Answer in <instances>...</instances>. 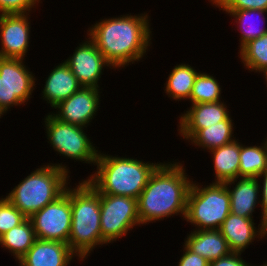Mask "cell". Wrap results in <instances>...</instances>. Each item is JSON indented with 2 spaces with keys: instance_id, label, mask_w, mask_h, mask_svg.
<instances>
[{
  "instance_id": "35",
  "label": "cell",
  "mask_w": 267,
  "mask_h": 266,
  "mask_svg": "<svg viewBox=\"0 0 267 266\" xmlns=\"http://www.w3.org/2000/svg\"><path fill=\"white\" fill-rule=\"evenodd\" d=\"M254 266V265H253ZM257 266V265H255ZM260 266H267V262H265L264 264L260 265Z\"/></svg>"
},
{
  "instance_id": "9",
  "label": "cell",
  "mask_w": 267,
  "mask_h": 266,
  "mask_svg": "<svg viewBox=\"0 0 267 266\" xmlns=\"http://www.w3.org/2000/svg\"><path fill=\"white\" fill-rule=\"evenodd\" d=\"M23 59L0 57V110L5 113L13 106L25 105L35 90V75Z\"/></svg>"
},
{
  "instance_id": "17",
  "label": "cell",
  "mask_w": 267,
  "mask_h": 266,
  "mask_svg": "<svg viewBox=\"0 0 267 266\" xmlns=\"http://www.w3.org/2000/svg\"><path fill=\"white\" fill-rule=\"evenodd\" d=\"M238 180L236 178L225 182L230 195V213L253 219L254 209L260 204L258 196H260L261 184L258 178L254 177H240ZM231 185H235V187L232 186L231 189Z\"/></svg>"
},
{
  "instance_id": "12",
  "label": "cell",
  "mask_w": 267,
  "mask_h": 266,
  "mask_svg": "<svg viewBox=\"0 0 267 266\" xmlns=\"http://www.w3.org/2000/svg\"><path fill=\"white\" fill-rule=\"evenodd\" d=\"M100 88L81 87L76 93L63 100L52 115L62 122L87 128L100 107ZM87 125V126H86Z\"/></svg>"
},
{
  "instance_id": "20",
  "label": "cell",
  "mask_w": 267,
  "mask_h": 266,
  "mask_svg": "<svg viewBox=\"0 0 267 266\" xmlns=\"http://www.w3.org/2000/svg\"><path fill=\"white\" fill-rule=\"evenodd\" d=\"M235 139L229 144L210 151L213 156L215 180L214 183H225L238 179L240 163V142Z\"/></svg>"
},
{
  "instance_id": "4",
  "label": "cell",
  "mask_w": 267,
  "mask_h": 266,
  "mask_svg": "<svg viewBox=\"0 0 267 266\" xmlns=\"http://www.w3.org/2000/svg\"><path fill=\"white\" fill-rule=\"evenodd\" d=\"M71 211L69 248L78 260L84 261L93 249L104 245L100 225V193L86 179L71 188Z\"/></svg>"
},
{
  "instance_id": "10",
  "label": "cell",
  "mask_w": 267,
  "mask_h": 266,
  "mask_svg": "<svg viewBox=\"0 0 267 266\" xmlns=\"http://www.w3.org/2000/svg\"><path fill=\"white\" fill-rule=\"evenodd\" d=\"M37 239L68 243L71 231V188L30 218Z\"/></svg>"
},
{
  "instance_id": "27",
  "label": "cell",
  "mask_w": 267,
  "mask_h": 266,
  "mask_svg": "<svg viewBox=\"0 0 267 266\" xmlns=\"http://www.w3.org/2000/svg\"><path fill=\"white\" fill-rule=\"evenodd\" d=\"M221 93L218 80L212 75L199 71L189 100L192 104L217 102L221 101Z\"/></svg>"
},
{
  "instance_id": "36",
  "label": "cell",
  "mask_w": 267,
  "mask_h": 266,
  "mask_svg": "<svg viewBox=\"0 0 267 266\" xmlns=\"http://www.w3.org/2000/svg\"><path fill=\"white\" fill-rule=\"evenodd\" d=\"M2 115H3V112L0 110V118L2 117Z\"/></svg>"
},
{
  "instance_id": "14",
  "label": "cell",
  "mask_w": 267,
  "mask_h": 266,
  "mask_svg": "<svg viewBox=\"0 0 267 266\" xmlns=\"http://www.w3.org/2000/svg\"><path fill=\"white\" fill-rule=\"evenodd\" d=\"M189 108L180 115L178 125L179 135L187 141L200 129L216 125L230 116L229 109L223 101L191 104Z\"/></svg>"
},
{
  "instance_id": "15",
  "label": "cell",
  "mask_w": 267,
  "mask_h": 266,
  "mask_svg": "<svg viewBox=\"0 0 267 266\" xmlns=\"http://www.w3.org/2000/svg\"><path fill=\"white\" fill-rule=\"evenodd\" d=\"M77 255L68 243L36 239L19 260L20 266H68Z\"/></svg>"
},
{
  "instance_id": "8",
  "label": "cell",
  "mask_w": 267,
  "mask_h": 266,
  "mask_svg": "<svg viewBox=\"0 0 267 266\" xmlns=\"http://www.w3.org/2000/svg\"><path fill=\"white\" fill-rule=\"evenodd\" d=\"M100 225L102 243L110 244L140 226L138 199L127 196L100 194Z\"/></svg>"
},
{
  "instance_id": "7",
  "label": "cell",
  "mask_w": 267,
  "mask_h": 266,
  "mask_svg": "<svg viewBox=\"0 0 267 266\" xmlns=\"http://www.w3.org/2000/svg\"><path fill=\"white\" fill-rule=\"evenodd\" d=\"M48 143L61 156L95 165L98 149L85 133V127L62 122L49 113L45 118Z\"/></svg>"
},
{
  "instance_id": "28",
  "label": "cell",
  "mask_w": 267,
  "mask_h": 266,
  "mask_svg": "<svg viewBox=\"0 0 267 266\" xmlns=\"http://www.w3.org/2000/svg\"><path fill=\"white\" fill-rule=\"evenodd\" d=\"M27 217L5 197L0 199V237Z\"/></svg>"
},
{
  "instance_id": "33",
  "label": "cell",
  "mask_w": 267,
  "mask_h": 266,
  "mask_svg": "<svg viewBox=\"0 0 267 266\" xmlns=\"http://www.w3.org/2000/svg\"><path fill=\"white\" fill-rule=\"evenodd\" d=\"M259 177L262 178L263 180H260ZM258 181L260 183L262 181V186L260 185V193H262L260 195L262 196H259L261 197L260 205L262 211L261 212L262 215L260 216L261 217L260 222L267 229V168L260 176H258Z\"/></svg>"
},
{
  "instance_id": "13",
  "label": "cell",
  "mask_w": 267,
  "mask_h": 266,
  "mask_svg": "<svg viewBox=\"0 0 267 266\" xmlns=\"http://www.w3.org/2000/svg\"><path fill=\"white\" fill-rule=\"evenodd\" d=\"M30 13L0 15V57L25 60L28 52Z\"/></svg>"
},
{
  "instance_id": "34",
  "label": "cell",
  "mask_w": 267,
  "mask_h": 266,
  "mask_svg": "<svg viewBox=\"0 0 267 266\" xmlns=\"http://www.w3.org/2000/svg\"><path fill=\"white\" fill-rule=\"evenodd\" d=\"M263 75H264L263 77H265L266 79L265 81H266V86H267V69L263 72Z\"/></svg>"
},
{
  "instance_id": "22",
  "label": "cell",
  "mask_w": 267,
  "mask_h": 266,
  "mask_svg": "<svg viewBox=\"0 0 267 266\" xmlns=\"http://www.w3.org/2000/svg\"><path fill=\"white\" fill-rule=\"evenodd\" d=\"M32 222L26 218L21 224L13 227L0 237V246L9 250L13 258L19 261L36 240Z\"/></svg>"
},
{
  "instance_id": "3",
  "label": "cell",
  "mask_w": 267,
  "mask_h": 266,
  "mask_svg": "<svg viewBox=\"0 0 267 266\" xmlns=\"http://www.w3.org/2000/svg\"><path fill=\"white\" fill-rule=\"evenodd\" d=\"M161 162L106 155L99 151L95 173L86 180L100 193L138 199L153 171Z\"/></svg>"
},
{
  "instance_id": "21",
  "label": "cell",
  "mask_w": 267,
  "mask_h": 266,
  "mask_svg": "<svg viewBox=\"0 0 267 266\" xmlns=\"http://www.w3.org/2000/svg\"><path fill=\"white\" fill-rule=\"evenodd\" d=\"M199 72L188 63L177 64L170 72L165 93L175 101L190 99L195 79Z\"/></svg>"
},
{
  "instance_id": "23",
  "label": "cell",
  "mask_w": 267,
  "mask_h": 266,
  "mask_svg": "<svg viewBox=\"0 0 267 266\" xmlns=\"http://www.w3.org/2000/svg\"><path fill=\"white\" fill-rule=\"evenodd\" d=\"M231 115L216 125L200 129L188 142L207 151L234 141V125ZM233 137V138H232Z\"/></svg>"
},
{
  "instance_id": "2",
  "label": "cell",
  "mask_w": 267,
  "mask_h": 266,
  "mask_svg": "<svg viewBox=\"0 0 267 266\" xmlns=\"http://www.w3.org/2000/svg\"><path fill=\"white\" fill-rule=\"evenodd\" d=\"M183 166L180 162H161L150 175L138 198L141 225L174 215L185 219L187 198L193 179H189Z\"/></svg>"
},
{
  "instance_id": "25",
  "label": "cell",
  "mask_w": 267,
  "mask_h": 266,
  "mask_svg": "<svg viewBox=\"0 0 267 266\" xmlns=\"http://www.w3.org/2000/svg\"><path fill=\"white\" fill-rule=\"evenodd\" d=\"M222 11H225V13L229 14V16H231L232 18L233 17L235 18V23H237L236 28H239L237 29V30H240L239 33L241 32L240 33L241 37L239 38V42H240L239 49H241L244 45L249 43L251 40L261 37L262 35L267 33V28L265 27L261 28L259 25L256 24L257 23L256 20L253 19L254 20L253 22V20L251 19L255 15L259 17L262 16L260 19L261 20L263 19V23H265L266 18L264 15L267 13V11L256 10V9L222 10Z\"/></svg>"
},
{
  "instance_id": "16",
  "label": "cell",
  "mask_w": 267,
  "mask_h": 266,
  "mask_svg": "<svg viewBox=\"0 0 267 266\" xmlns=\"http://www.w3.org/2000/svg\"><path fill=\"white\" fill-rule=\"evenodd\" d=\"M254 219L245 218L230 213L220 227L222 236L227 240L232 252L243 253L255 238L262 239L267 236V229L260 223L254 225Z\"/></svg>"
},
{
  "instance_id": "26",
  "label": "cell",
  "mask_w": 267,
  "mask_h": 266,
  "mask_svg": "<svg viewBox=\"0 0 267 266\" xmlns=\"http://www.w3.org/2000/svg\"><path fill=\"white\" fill-rule=\"evenodd\" d=\"M239 58L243 66L255 73H263L267 69V33L251 40L239 50Z\"/></svg>"
},
{
  "instance_id": "5",
  "label": "cell",
  "mask_w": 267,
  "mask_h": 266,
  "mask_svg": "<svg viewBox=\"0 0 267 266\" xmlns=\"http://www.w3.org/2000/svg\"><path fill=\"white\" fill-rule=\"evenodd\" d=\"M69 173L67 165L62 163L42 165L21 180L5 198L30 218L65 192L70 185Z\"/></svg>"
},
{
  "instance_id": "32",
  "label": "cell",
  "mask_w": 267,
  "mask_h": 266,
  "mask_svg": "<svg viewBox=\"0 0 267 266\" xmlns=\"http://www.w3.org/2000/svg\"><path fill=\"white\" fill-rule=\"evenodd\" d=\"M183 248L184 252L179 260L178 266H209L210 262L208 260L197 254H194L185 246Z\"/></svg>"
},
{
  "instance_id": "24",
  "label": "cell",
  "mask_w": 267,
  "mask_h": 266,
  "mask_svg": "<svg viewBox=\"0 0 267 266\" xmlns=\"http://www.w3.org/2000/svg\"><path fill=\"white\" fill-rule=\"evenodd\" d=\"M260 146L240 143L239 177L258 178L267 168V139Z\"/></svg>"
},
{
  "instance_id": "19",
  "label": "cell",
  "mask_w": 267,
  "mask_h": 266,
  "mask_svg": "<svg viewBox=\"0 0 267 266\" xmlns=\"http://www.w3.org/2000/svg\"><path fill=\"white\" fill-rule=\"evenodd\" d=\"M183 246L209 262L232 252L219 229L193 230L187 235Z\"/></svg>"
},
{
  "instance_id": "31",
  "label": "cell",
  "mask_w": 267,
  "mask_h": 266,
  "mask_svg": "<svg viewBox=\"0 0 267 266\" xmlns=\"http://www.w3.org/2000/svg\"><path fill=\"white\" fill-rule=\"evenodd\" d=\"M242 253L231 252L229 255L216 259L209 263V266H253L251 263H247L242 259Z\"/></svg>"
},
{
  "instance_id": "29",
  "label": "cell",
  "mask_w": 267,
  "mask_h": 266,
  "mask_svg": "<svg viewBox=\"0 0 267 266\" xmlns=\"http://www.w3.org/2000/svg\"><path fill=\"white\" fill-rule=\"evenodd\" d=\"M220 10L256 9L267 11V0H210Z\"/></svg>"
},
{
  "instance_id": "11",
  "label": "cell",
  "mask_w": 267,
  "mask_h": 266,
  "mask_svg": "<svg viewBox=\"0 0 267 266\" xmlns=\"http://www.w3.org/2000/svg\"><path fill=\"white\" fill-rule=\"evenodd\" d=\"M64 62L82 87L100 88L98 83L103 74V68L114 69L89 37L79 44L73 55Z\"/></svg>"
},
{
  "instance_id": "6",
  "label": "cell",
  "mask_w": 267,
  "mask_h": 266,
  "mask_svg": "<svg viewBox=\"0 0 267 266\" xmlns=\"http://www.w3.org/2000/svg\"><path fill=\"white\" fill-rule=\"evenodd\" d=\"M192 182L185 219L194 230L220 229L230 214V195L225 183H210L209 186Z\"/></svg>"
},
{
  "instance_id": "1",
  "label": "cell",
  "mask_w": 267,
  "mask_h": 266,
  "mask_svg": "<svg viewBox=\"0 0 267 266\" xmlns=\"http://www.w3.org/2000/svg\"><path fill=\"white\" fill-rule=\"evenodd\" d=\"M148 13L102 19L90 26L87 36L113 68L140 61L150 47L152 31Z\"/></svg>"
},
{
  "instance_id": "18",
  "label": "cell",
  "mask_w": 267,
  "mask_h": 266,
  "mask_svg": "<svg viewBox=\"0 0 267 266\" xmlns=\"http://www.w3.org/2000/svg\"><path fill=\"white\" fill-rule=\"evenodd\" d=\"M54 67L46 77L42 91L43 100L47 101L52 108H55L82 87L65 62Z\"/></svg>"
},
{
  "instance_id": "30",
  "label": "cell",
  "mask_w": 267,
  "mask_h": 266,
  "mask_svg": "<svg viewBox=\"0 0 267 266\" xmlns=\"http://www.w3.org/2000/svg\"><path fill=\"white\" fill-rule=\"evenodd\" d=\"M41 0H0V15L31 13ZM35 6V7H34Z\"/></svg>"
}]
</instances>
